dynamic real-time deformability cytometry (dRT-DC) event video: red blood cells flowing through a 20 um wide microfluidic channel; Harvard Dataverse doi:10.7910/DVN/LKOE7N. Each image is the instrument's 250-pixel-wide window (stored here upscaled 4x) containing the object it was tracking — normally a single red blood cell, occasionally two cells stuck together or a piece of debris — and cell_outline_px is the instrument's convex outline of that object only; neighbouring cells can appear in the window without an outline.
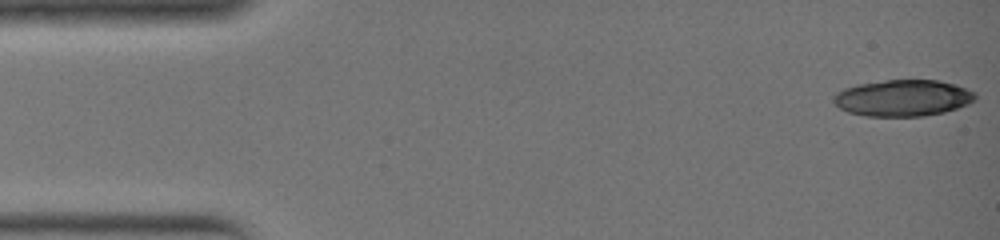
{"species": "common noctule bat (a hibernating species)", "species_latin": "Nyctalus noctula", "temperature_condition": "warm", "stored_images_in_passage": 35, "camera_frame_rate_fps": 3000, "um_per_image_px": 0.085, "animal": {"sex": "female", "body_mass_g": 19.0, "forearm_length_mm": 51.5}, "frame": {"image": 1, "passage_image": 1, "time_ms": 0.0, "image_size_px": [1000, 240], "cell_outline_px": [[976, 100], [968, 104], [944, 112], [924, 116], [864, 116], [848, 112], [840, 108], [832, 100], [832, 96], [836, 92], [844, 88], [856, 84], [884, 80], [936, 80], [956, 84], [976, 92]], "centroid_in_image_um": [76.74, 8.32], "position_along_channel_um": 8.3, "area_um2": 30.35}}
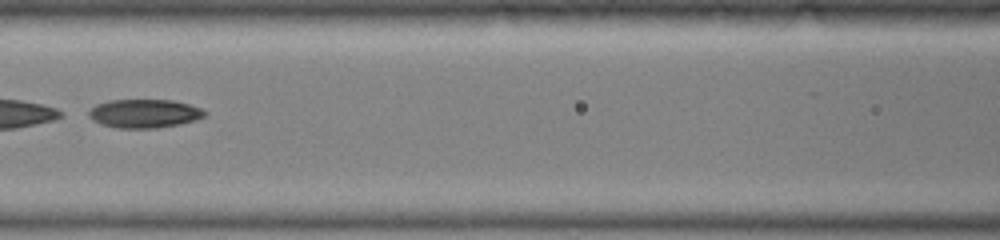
{"frame": {"image": 2, "passage_image": 16, "time_ms": 5.0, "image_size_px": [1000, 240], "cell_outline_px": [[208, 112], [204, 116], [196, 120], [180, 124], [156, 128], [116, 128], [100, 124], [92, 120], [88, 116], [88, 112], [96, 104], [108, 100], [172, 100], [188, 104], [200, 108]], "centroid_in_image_um": [12.25, 9.65], "position_along_channel_um": 154.4, "area_um2": 19.42}}
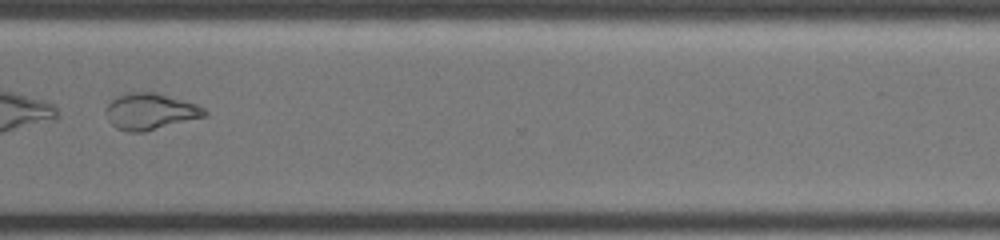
{"frame": {"image": 3, "passage_image": 27, "time_ms": 8.667, "image_size_px": [1000, 240], "cell_outline_px": [[208, 116], [144, 132], [128, 132], [116, 128], [108, 120], [104, 112], [108, 104], [116, 96], [132, 92], [156, 92], [196, 104], [204, 108], [208, 112]], "centroid_in_image_um": [12.78, 9.48], "position_along_channel_um": 357.8, "area_um2": 21.04}}